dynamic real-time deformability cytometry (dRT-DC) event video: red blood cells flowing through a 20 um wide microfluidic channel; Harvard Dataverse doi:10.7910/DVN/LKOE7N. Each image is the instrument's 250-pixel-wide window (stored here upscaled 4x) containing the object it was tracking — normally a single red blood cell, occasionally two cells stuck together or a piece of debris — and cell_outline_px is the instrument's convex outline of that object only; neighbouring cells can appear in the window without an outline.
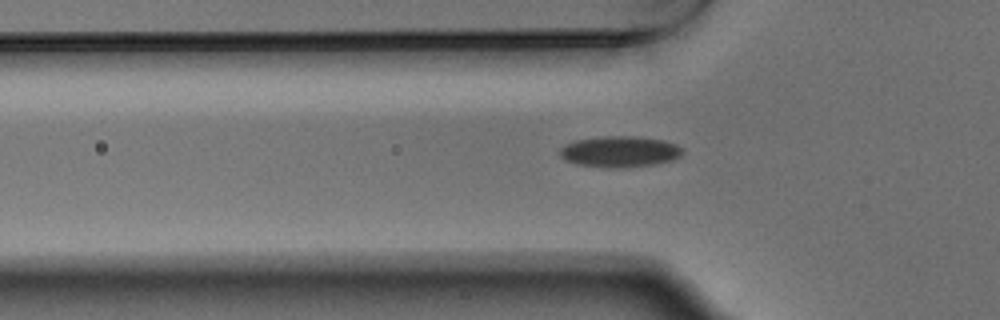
{"species": "Egyptian fruit bat (a non-hibernating species)", "species_latin": "Rousettus aegyptiacus", "temperature_condition": "warm", "stored_images_in_passage": 14, "camera_frame_rate_fps": 3000, "um_per_image_px": 0.085, "animal": {"sex": "male"}, "frame": {"image": 1, "passage_image": 6, "time_ms": 1.667, "image_size_px": [1000, 320], "cell_outline_px": [[684, 152], [680, 156], [672, 160], [652, 164], [624, 168], [604, 168], [576, 164], [564, 160], [560, 156], [560, 148], [564, 144], [576, 140], [600, 136], [640, 136], [664, 140], [676, 144], [684, 148]], "centroid_in_image_um": [52.67, 12.88], "position_along_channel_um": 73.1, "area_um2": 22.6}}
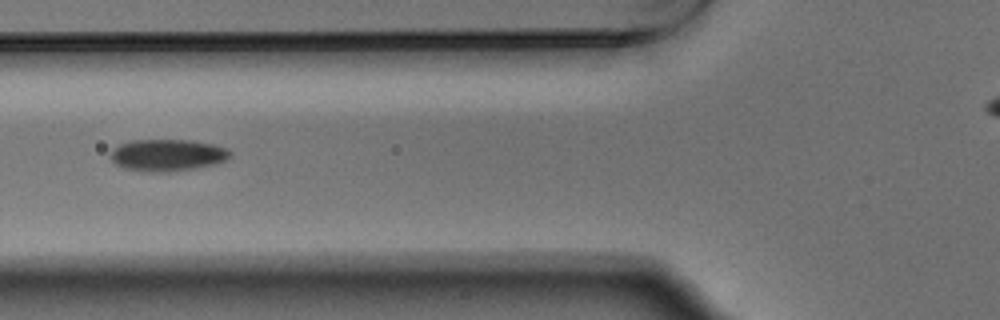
{"frame": {"image": 2, "passage_image": 9, "time_ms": 2.667, "image_size_px": [1000, 320], "cell_outline_px": [[232, 156], [224, 160], [212, 164], [196, 168], [168, 172], [148, 172], [124, 168], [116, 164], [108, 156], [112, 148], [120, 144], [132, 140], [188, 140], [212, 144], [224, 148], [232, 152]], "centroid_in_image_um": [14.17, 13.19], "position_along_channel_um": 111.6, "area_um2": 22.2}}
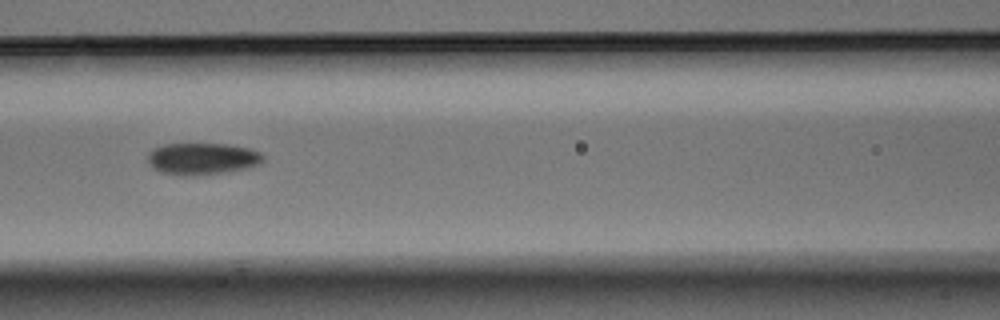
{"frame": {"image": 3, "passage_image": 12, "time_ms": 3.667, "image_size_px": [1000, 320], "cell_outline_px": [[264, 160], [260, 164], [248, 168], [228, 172], [192, 176], [180, 176], [160, 172], [152, 168], [148, 164], [148, 152], [152, 148], [164, 144], [228, 144], [252, 148], [260, 152], [264, 156]], "centroid_in_image_um": [17.19, 13.5], "position_along_channel_um": 149.4, "area_um2": 21.91}}